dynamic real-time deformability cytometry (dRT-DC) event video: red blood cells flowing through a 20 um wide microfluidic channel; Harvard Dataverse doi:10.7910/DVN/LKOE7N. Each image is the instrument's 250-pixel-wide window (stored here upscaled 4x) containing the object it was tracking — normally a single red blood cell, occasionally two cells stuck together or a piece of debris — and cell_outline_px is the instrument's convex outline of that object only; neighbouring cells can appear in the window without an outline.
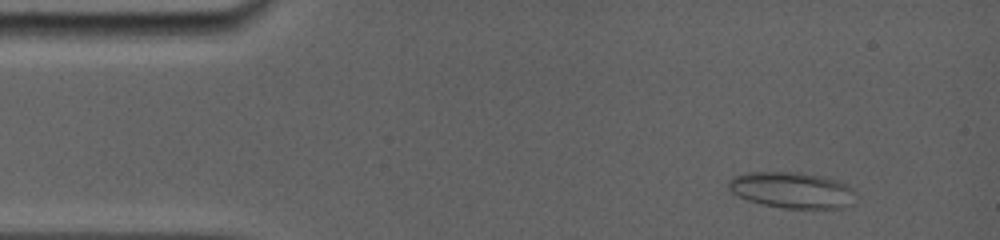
{"species": "common noctule bat (a hibernating species)", "species_latin": "Nyctalus noctula", "temperature_condition": "room temperature", "stored_images_in_passage": 85, "camera_frame_rate_fps": 5000, "um_per_image_px": 0.085, "animal": {"sex": "female", "body_mass_g": 19.0, "forearm_length_mm": 56.7}, "frame": {"image": 1, "passage_image": 10, "time_ms": 1.4, "image_size_px": [1000, 240], "cell_outline_px": [[852, 192], [848, 204], [844, 208], [784, 208], [764, 204], [748, 200], [732, 192], [728, 188], [728, 180], [732, 176], [744, 172], [800, 172], [824, 176], [848, 184], [852, 188]], "centroid_in_image_um": [67.25, 16.13], "position_along_channel_um": 17.8, "area_um2": 26.53}}
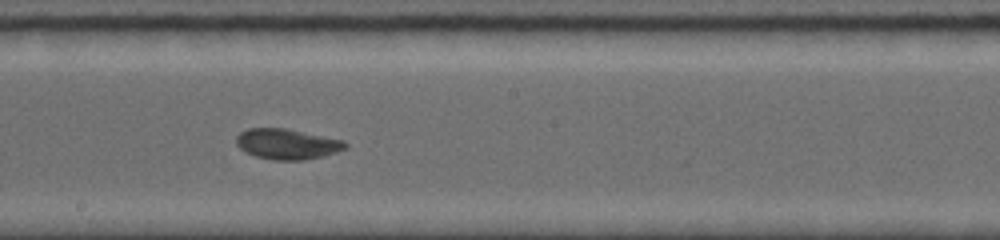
{"frame": {"image": 2, "passage_image": 47, "time_ms": 8.8, "image_size_px": [1000, 240], "cell_outline_px": [[348, 148], [324, 156], [304, 160], [276, 160], [256, 156], [244, 152], [236, 144], [236, 136], [240, 132], [248, 128], [284, 128], [344, 140], [348, 144]], "centroid_in_image_um": [24.41, 12.24], "position_along_channel_um": 223.8, "area_um2": 19.42}}
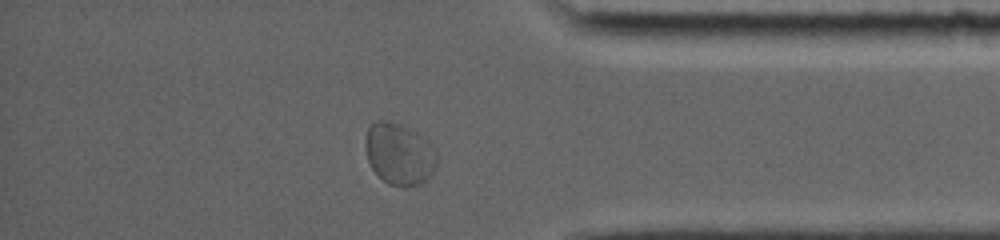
{"frame": {"image": 3, "passage_image": 75, "time_ms": 13.6, "image_size_px": [1000, 240], "cell_outline_px": [[436, 164], [432, 172], [420, 184], [388, 184], [372, 168], [368, 160], [364, 144], [368, 128], [376, 120], [388, 120], [400, 124], [416, 132], [428, 140], [436, 152]], "centroid_in_image_um": [33.91, 13.03], "position_along_channel_um": 401.3, "area_um2": 25.2}, "authors_computed_cell_mechanics": {"area_um2": 20.1722, "velocity_mm_per_s": 3.8337, "shape_relaxation_time_tau1_ms": 2.8293, "shape_relaxation_time_tau2_ms": 1.4945, "deformation_change_tau1": 0.126, "deformation_change_tau2": 0.0595}}